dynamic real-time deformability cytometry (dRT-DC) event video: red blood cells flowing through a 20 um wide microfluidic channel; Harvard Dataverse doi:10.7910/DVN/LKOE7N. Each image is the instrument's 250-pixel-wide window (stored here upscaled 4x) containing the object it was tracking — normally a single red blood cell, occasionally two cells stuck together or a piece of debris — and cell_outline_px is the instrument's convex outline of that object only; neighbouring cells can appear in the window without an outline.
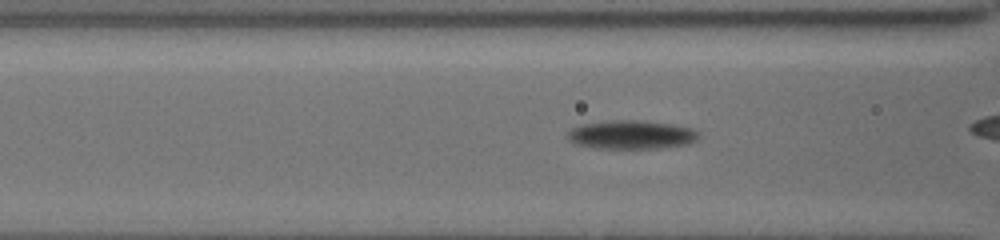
{"species": "common noctule bat (a hibernating species)", "species_latin": "Nyctalus noctula", "temperature_condition": "cold", "stored_images_in_passage": 23, "camera_frame_rate_fps": 3000, "um_per_image_px": 0.085, "animal": {"sex": "female", "body_mass_g": 19.5, "forearm_length_mm": 54.1}, "frame": {"image": 1, "passage_image": 7, "time_ms": 2.0, "image_size_px": [1000, 240], "cell_outline_px": [[700, 136], [696, 140], [688, 144], [656, 148], [596, 148], [576, 144], [568, 140], [568, 132], [572, 128], [580, 124], [612, 120], [640, 120], [672, 124], [692, 128], [700, 132]], "centroid_in_image_um": [53.68, 11.44], "position_along_channel_um": 112.9, "area_um2": 21.96}}